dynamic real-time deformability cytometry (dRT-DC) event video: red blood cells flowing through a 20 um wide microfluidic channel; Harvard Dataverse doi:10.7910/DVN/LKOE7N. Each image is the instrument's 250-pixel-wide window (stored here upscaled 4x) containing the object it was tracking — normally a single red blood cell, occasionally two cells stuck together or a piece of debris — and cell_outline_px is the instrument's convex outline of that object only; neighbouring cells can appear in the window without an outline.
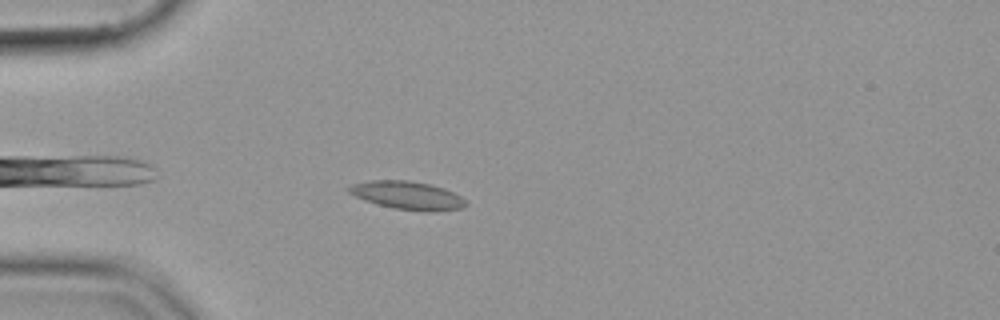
{"species": "common noctule bat (a hibernating species)", "species_latin": "Nyctalus noctula", "temperature_condition": "cold", "stored_images_in_passage": 39, "camera_frame_rate_fps": 3000, "um_per_image_px": 0.085, "animal": {"sex": "female", "body_mass_g": 19.9}, "frame": {"image": 1, "passage_image": 5, "time_ms": 1.333, "image_size_px": [1000, 320], "cell_outline_px": [[468, 204], [464, 208], [432, 212], [424, 212], [392, 208], [376, 204], [364, 200], [348, 192], [344, 188], [352, 184], [368, 180], [408, 180], [432, 184], [444, 188], [460, 196]], "centroid_in_image_um": [34.62, 16.61], "position_along_channel_um": 50.4, "area_um2": 19.54}}
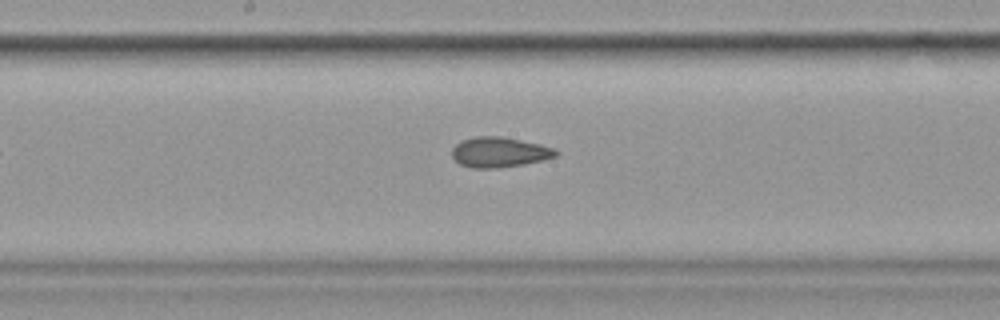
{"frame": {"image": 2, "passage_image": 18, "time_ms": 5.667, "image_size_px": [1000, 320], "cell_outline_px": [[560, 152], [556, 156], [544, 160], [524, 164], [496, 168], [472, 168], [460, 164], [452, 156], [452, 148], [460, 140], [476, 136], [500, 136], [540, 144], [556, 148]], "centroid_in_image_um": [42.46, 12.93], "position_along_channel_um": 205.7, "area_um2": 18.38}}
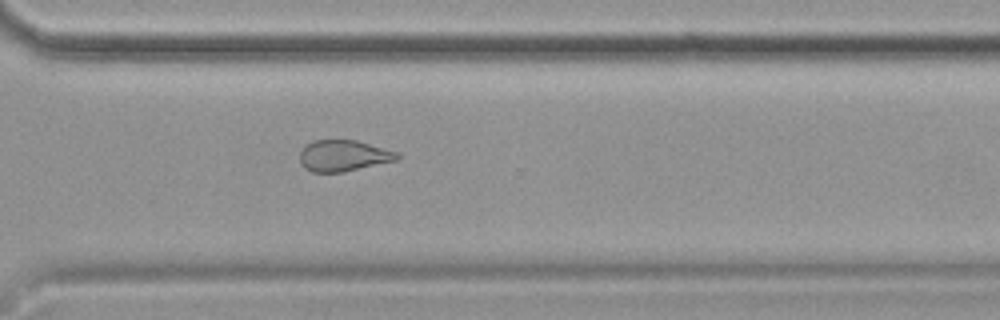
{"frame": {"image": 3, "passage_image": 29, "time_ms": 9.333, "image_size_px": [1000, 320], "cell_outline_px": [[400, 160], [344, 172], [312, 172], [304, 168], [300, 164], [300, 152], [304, 144], [312, 140], [356, 140], [396, 152], [400, 156]], "centroid_in_image_um": [29.17, 13.24], "position_along_channel_um": 341.4, "area_um2": 17.92}}